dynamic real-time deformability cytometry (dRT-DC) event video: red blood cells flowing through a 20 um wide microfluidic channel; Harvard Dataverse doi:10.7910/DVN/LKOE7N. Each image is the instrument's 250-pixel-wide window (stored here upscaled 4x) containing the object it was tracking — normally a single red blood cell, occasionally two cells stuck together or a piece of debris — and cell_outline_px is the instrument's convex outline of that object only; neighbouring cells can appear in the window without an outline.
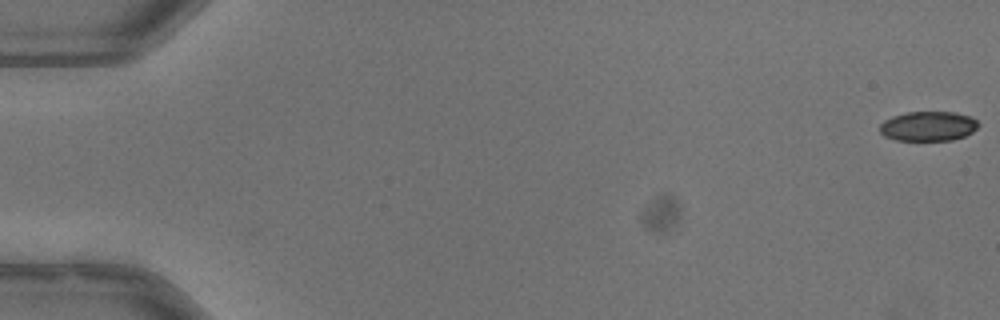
{"species": "common noctule bat (a hibernating species)", "species_latin": "Nyctalus noctula", "temperature_condition": "warm", "stored_images_in_passage": 54, "camera_frame_rate_fps": 3000, "um_per_image_px": 0.085, "animal": {"sex": "male", "body_mass_g": 13.3}, "frame": {"image": 1, "passage_image": 1, "time_ms": 0.0, "image_size_px": [1000, 320], "cell_outline_px": [[980, 124], [972, 132], [964, 136], [952, 140], [896, 140], [884, 136], [880, 132], [880, 124], [884, 120], [892, 116], [908, 112], [956, 112], [972, 116]], "centroid_in_image_um": [78.91, 10.72], "position_along_channel_um": 6.1, "area_um2": 17.11}}
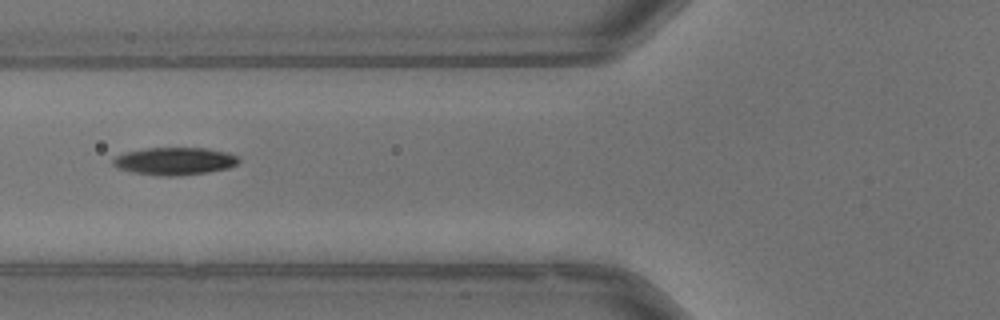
{"frame": {"image": 2, "passage_image": 22, "time_ms": 7.0, "image_size_px": [1000, 320], "cell_outline_px": [[240, 160], [236, 164], [228, 168], [208, 172], [180, 176], [160, 176], [132, 172], [120, 168], [112, 164], [112, 160], [116, 156], [124, 152], [144, 148], [208, 148], [228, 152], [236, 156]], "centroid_in_image_um": [14.84, 13.69], "position_along_channel_um": 111.0, "area_um2": 20.29}}
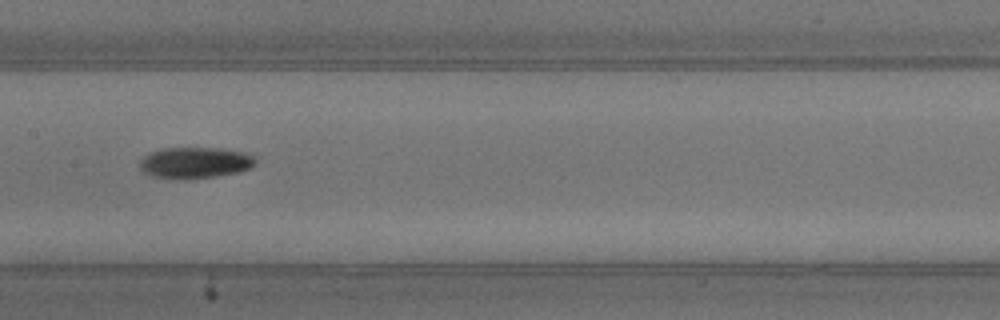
{"frame": {"image": 3, "passage_image": 28, "time_ms": 9.0, "image_size_px": [1000, 320], "cell_outline_px": [[256, 164], [240, 172], [216, 176], [176, 180], [152, 176], [144, 172], [140, 168], [140, 160], [148, 152], [160, 148], [220, 148], [244, 152], [256, 156]], "centroid_in_image_um": [16.57, 13.83], "position_along_channel_um": 190.8, "area_um2": 21.33}, "authors_computed_cell_mechanics": {"area_um2": 19.8254, "velocity_mm_per_s": 3.9784, "shape_relaxation_time_tau1_ms": 2.2713, "shape_relaxation_time_tau2_ms": null, "deformation_change_tau1": 0.1312, "deformation_change_tau2": null}}